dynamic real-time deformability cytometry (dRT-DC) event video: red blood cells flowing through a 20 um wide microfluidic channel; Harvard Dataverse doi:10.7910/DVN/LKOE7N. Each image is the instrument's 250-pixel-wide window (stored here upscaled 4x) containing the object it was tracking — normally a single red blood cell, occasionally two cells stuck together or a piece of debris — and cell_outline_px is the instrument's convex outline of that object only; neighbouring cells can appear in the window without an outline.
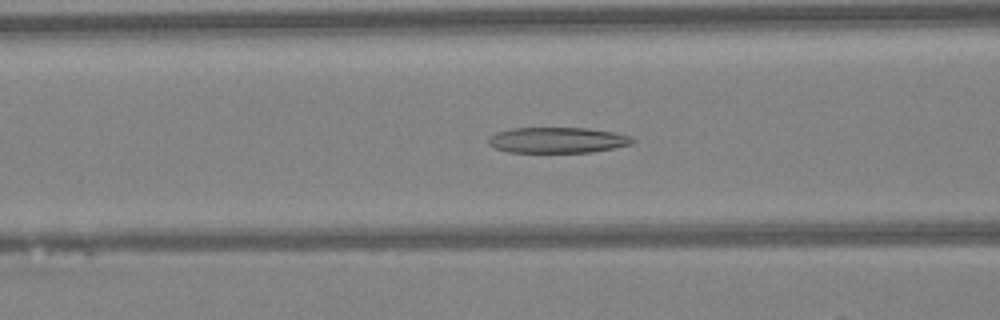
{"species": "Egyptian fruit bat (a non-hibernating species)", "species_latin": "Rousettus aegyptiacus", "temperature_condition": "warm", "stored_images_in_passage": 31, "camera_frame_rate_fps": 3000, "um_per_image_px": 0.085, "animal": {"sex": "female"}, "frame": {"image": 1, "passage_image": 6, "time_ms": 1.667, "image_size_px": [1000, 320], "cell_outline_px": [[636, 140], [632, 144], [592, 152], [508, 152], [496, 148], [488, 144], [488, 140], [496, 132], [512, 128], [588, 128], [612, 132], [632, 136]], "centroid_in_image_um": [47.4, 11.91], "position_along_channel_um": 119.2, "area_um2": 21.5}}
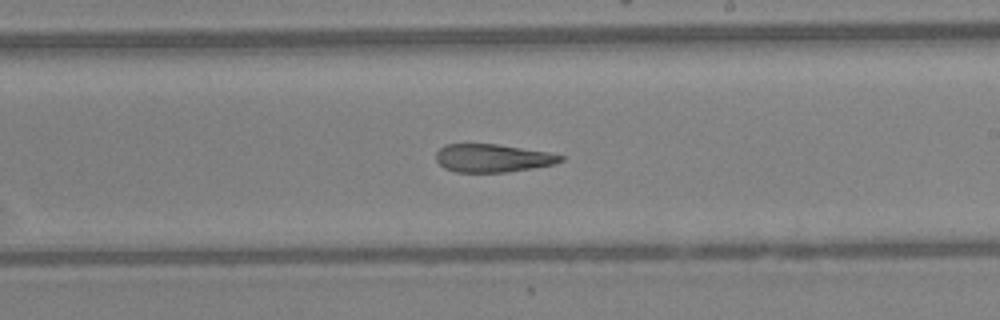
{"frame": {"image": 2, "passage_image": 15, "time_ms": 4.667, "image_size_px": [1000, 320], "cell_outline_px": [[564, 160], [552, 164], [532, 168], [508, 172], [456, 172], [444, 168], [436, 160], [436, 152], [444, 144], [496, 144], [548, 152], [564, 156]], "centroid_in_image_um": [41.84, 13.44], "position_along_channel_um": 247.2, "area_um2": 20.29}}
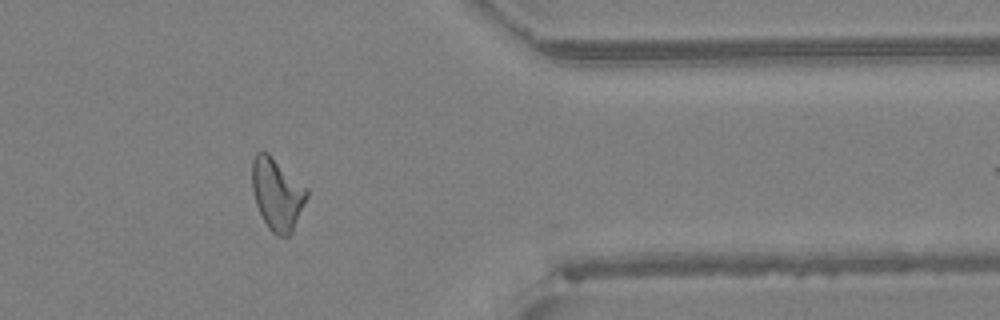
{"frame": {"image": 3, "passage_image": 26, "time_ms": 8.333, "image_size_px": [1000, 320], "cell_outline_px": [[308, 196], [292, 232], [288, 236], [280, 236], [272, 232], [268, 228], [256, 204], [252, 188], [252, 160], [256, 152], [268, 152], [308, 188]], "centroid_in_image_um": [23.56, 16.47], "position_along_channel_um": 387.8, "area_um2": 22.89}, "authors_computed_cell_mechanics": {"area_um2": 21.7906, "velocity_mm_per_s": 4.3003, "shape_relaxation_time_tau1_ms": null, "shape_relaxation_time_tau2_ms": 5.1053, "deformation_change_tau1": null, "deformation_change_tau2": 0.1842}}